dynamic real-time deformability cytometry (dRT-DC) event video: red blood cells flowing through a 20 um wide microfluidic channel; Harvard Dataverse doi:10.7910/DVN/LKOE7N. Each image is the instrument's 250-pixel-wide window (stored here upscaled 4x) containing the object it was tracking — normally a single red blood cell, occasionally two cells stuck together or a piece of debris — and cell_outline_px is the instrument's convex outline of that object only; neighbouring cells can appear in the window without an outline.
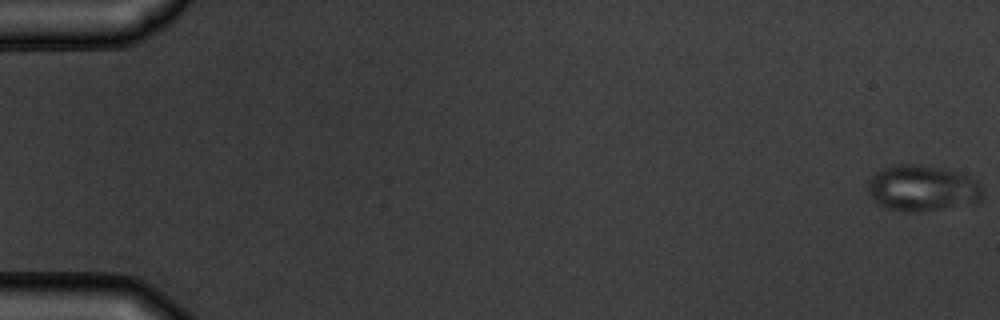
{"species": "common noctule bat (a hibernating species)", "species_latin": "Nyctalus noctula", "temperature_condition": "warm", "stored_images_in_passage": 5, "camera_frame_rate_fps": 3000, "um_per_image_px": 0.085, "animal": {"sex": "male", "body_mass_g": 19.5, "forearm_length_mm": 54.6}, "frame": {"image": 1, "passage_image": 1, "time_ms": 0.0, "image_size_px": [1000, 320], "cell_outline_px": [[984, 196], [980, 200], [936, 208], [912, 212], [908, 212], [884, 208], [876, 204], [872, 200], [868, 192], [868, 180], [876, 172], [892, 164], [920, 164], [944, 168], [968, 176], [976, 180], [984, 188]], "centroid_in_image_um": [78.34, 15.96], "position_along_channel_um": 6.7, "area_um2": 30.63}}
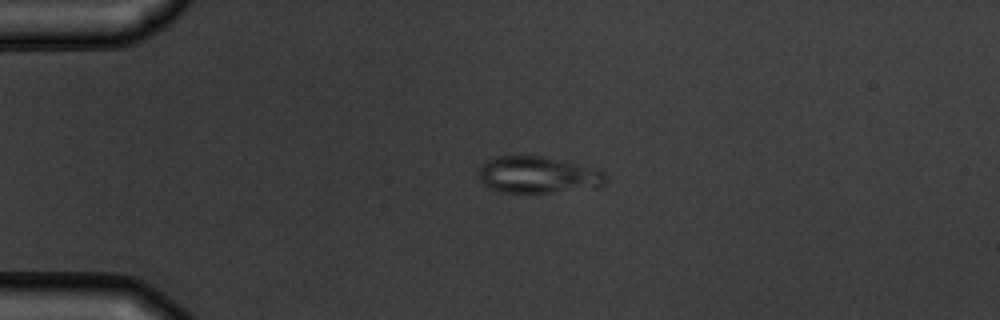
{"frame": {"image": 2, "passage_image": 4, "time_ms": 4.333, "image_size_px": [1000, 320], "cell_outline_px": [[604, 188], [548, 192], [500, 192], [488, 188], [480, 180], [480, 164], [496, 156], [540, 156], [596, 168], [604, 172]], "centroid_in_image_um": [45.74, 14.88], "position_along_channel_um": 39.3, "area_um2": 27.11}}